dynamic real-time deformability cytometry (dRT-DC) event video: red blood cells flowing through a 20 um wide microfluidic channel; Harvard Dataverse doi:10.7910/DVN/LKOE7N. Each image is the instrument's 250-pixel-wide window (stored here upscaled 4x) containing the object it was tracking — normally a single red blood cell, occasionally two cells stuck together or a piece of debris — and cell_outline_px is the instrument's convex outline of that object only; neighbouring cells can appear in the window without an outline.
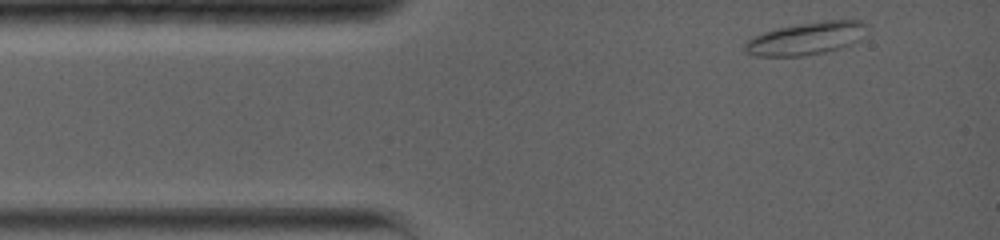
{"species": "common noctule bat (a hibernating species)", "species_latin": "Nyctalus noctula", "temperature_condition": "warm", "stored_images_in_passage": 26, "camera_frame_rate_fps": 5000, "um_per_image_px": 0.085, "animal": {"sex": "female", "body_mass_g": 19.0, "forearm_length_mm": 56.7}, "frame": {"image": 1, "passage_image": 1, "time_ms": 0.0, "image_size_px": [1000, 240], "cell_outline_px": [[868, 24], [860, 40], [840, 48], [824, 52], [804, 56], [756, 56], [744, 52], [744, 44], [752, 36], [776, 28], [824, 20], [860, 20]], "centroid_in_image_um": [68.51, 3.27], "position_along_channel_um": 16.5, "area_um2": 23.24}}
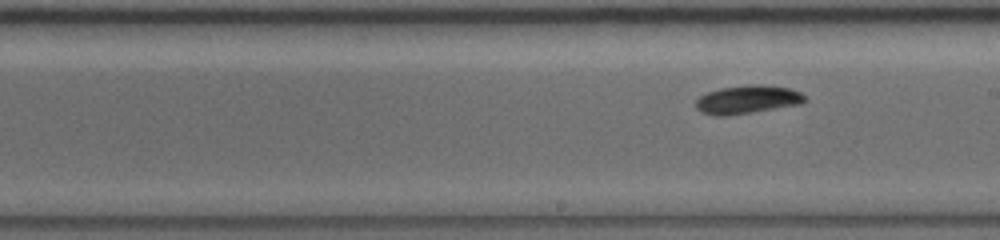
{"frame": {"image": 2, "passage_image": 15, "time_ms": 6.8, "image_size_px": [1000, 240], "cell_outline_px": [[804, 100], [800, 104], [752, 112], [724, 116], [716, 116], [700, 112], [696, 108], [696, 100], [700, 96], [708, 92], [720, 88], [748, 84], [760, 84], [788, 88], [800, 92], [804, 96]], "centroid_in_image_um": [63.48, 8.46], "position_along_channel_um": 225.5, "area_um2": 17.86}}
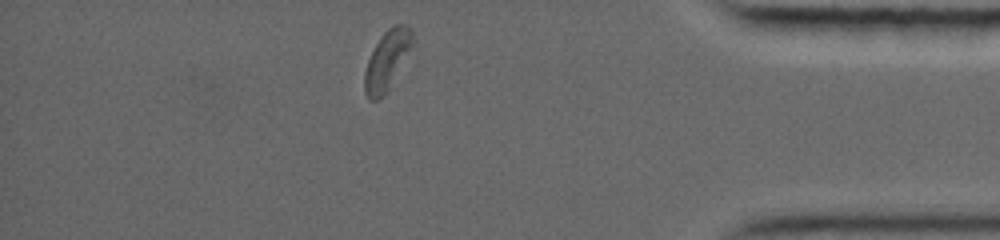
{"frame": {"image": 3, "passage_image": 26, "time_ms": 12.4, "image_size_px": [1000, 240], "cell_outline_px": [[416, 40], [388, 92], [376, 100], [368, 100], [364, 92], [364, 72], [368, 60], [380, 36], [392, 24], [408, 24]], "centroid_in_image_um": [32.92, 5.11], "position_along_channel_um": 402.3, "area_um2": 16.94}, "authors_computed_cell_mechanics": {"area_um2": 17.4556, "velocity_mm_per_s": 3.7274, "shape_relaxation_time_tau1_ms": 1.6653, "shape_relaxation_time_tau2_ms": 2.2731, "deformation_change_tau1": 0.0801, "deformation_change_tau2": 0.0422}}